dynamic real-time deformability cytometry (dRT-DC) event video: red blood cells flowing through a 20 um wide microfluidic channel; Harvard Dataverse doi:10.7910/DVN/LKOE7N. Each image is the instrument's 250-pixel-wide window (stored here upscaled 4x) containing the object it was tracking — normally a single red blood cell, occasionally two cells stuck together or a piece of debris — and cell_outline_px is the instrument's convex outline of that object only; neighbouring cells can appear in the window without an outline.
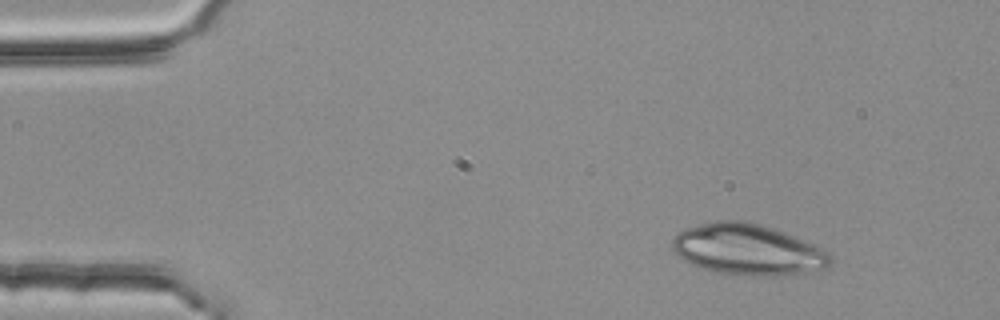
{"species": "common noctule bat (a hibernating species)", "species_latin": "Nyctalus noctula", "temperature_condition": "room temperature", "stored_images_in_passage": 3, "camera_frame_rate_fps": 3000, "um_per_image_px": 0.085, "animal": {"sex": "female", "body_mass_g": 25.1}, "frame": {"image": 1, "passage_image": 1, "time_ms": 0.0, "image_size_px": [1000, 320], "cell_outline_px": [[832, 264], [824, 268], [792, 276], [756, 276], [712, 272], [700, 268], [676, 256], [672, 248], [672, 240], [680, 232], [688, 228], [716, 220], [748, 220], [796, 236], [824, 248], [832, 256]], "centroid_in_image_um": [63.61, 21.23], "position_along_channel_um": 21.4, "area_um2": 47.57}}